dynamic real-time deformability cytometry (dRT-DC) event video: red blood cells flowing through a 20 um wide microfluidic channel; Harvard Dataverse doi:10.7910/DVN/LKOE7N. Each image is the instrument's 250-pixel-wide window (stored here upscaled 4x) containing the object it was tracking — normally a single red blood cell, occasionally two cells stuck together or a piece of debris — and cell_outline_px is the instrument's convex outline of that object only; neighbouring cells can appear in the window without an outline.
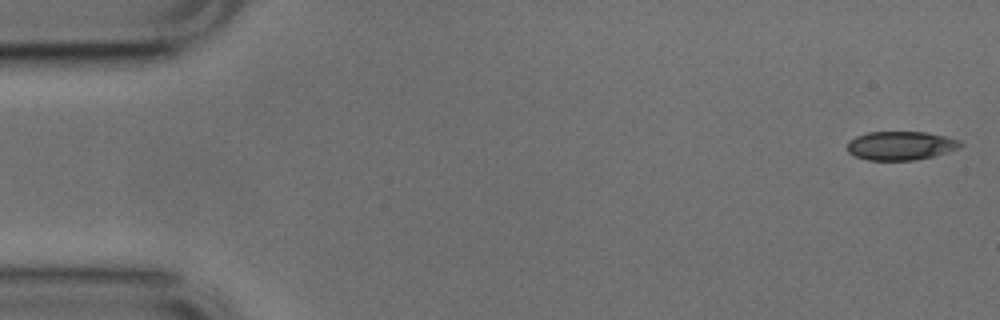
{"species": "common noctule bat (a hibernating species)", "species_latin": "Nyctalus noctula", "temperature_condition": "cold", "stored_images_in_passage": 51, "camera_frame_rate_fps": 3000, "um_per_image_px": 0.085, "animal": {"sex": "male", "body_mass_g": 17.9, "forearm_length_mm": 54.2}, "frame": {"image": 1, "passage_image": 1, "time_ms": 0.0, "image_size_px": [1000, 320], "cell_outline_px": [[964, 144], [960, 148], [948, 152], [916, 160], [868, 160], [856, 156], [848, 152], [848, 140], [856, 136], [868, 132], [924, 132], [944, 136], [960, 140]], "centroid_in_image_um": [76.57, 12.38], "position_along_channel_um": 8.4, "area_um2": 18.96}}
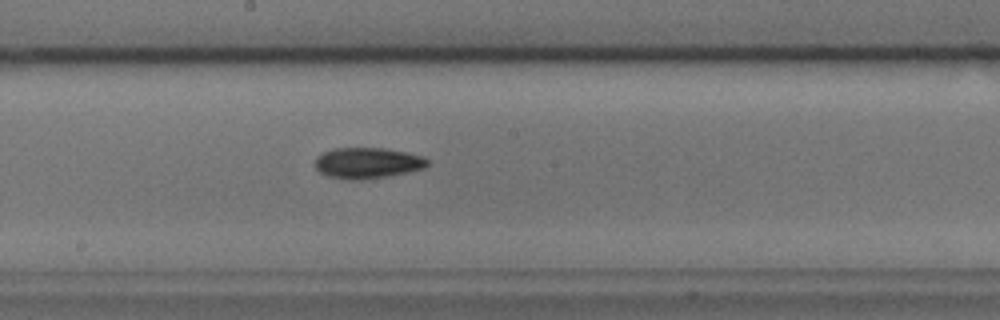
{"frame": {"image": 2, "passage_image": 27, "time_ms": 8.667, "image_size_px": [1000, 320], "cell_outline_px": [[428, 164], [424, 168], [408, 172], [388, 176], [360, 180], [348, 180], [328, 176], [320, 172], [316, 168], [316, 156], [332, 148], [384, 148], [408, 152], [424, 156], [428, 160]], "centroid_in_image_um": [31.25, 13.85], "position_along_channel_um": 217.0, "area_um2": 20.35}}
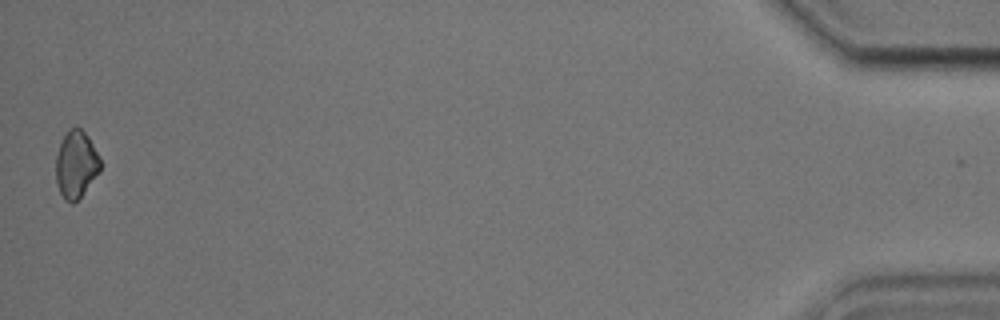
{"frame": {"image": 3, "passage_image": 51, "time_ms": 16.667, "image_size_px": [1000, 320], "cell_outline_px": [[100, 172], [80, 196], [72, 204], [64, 200], [56, 184], [56, 156], [60, 144], [68, 128], [76, 124], [88, 136], [100, 160]], "centroid_in_image_um": [6.44, 13.96], "position_along_channel_um": 428.8, "area_um2": 17.34}, "authors_computed_cell_mechanics": {"area_um2": 19.4208, "velocity_mm_per_s": 3.8161, "shape_relaxation_time_tau1_ms": 5.5588, "shape_relaxation_time_tau2_ms": null, "deformation_change_tau1": 0.1098, "deformation_change_tau2": null}}